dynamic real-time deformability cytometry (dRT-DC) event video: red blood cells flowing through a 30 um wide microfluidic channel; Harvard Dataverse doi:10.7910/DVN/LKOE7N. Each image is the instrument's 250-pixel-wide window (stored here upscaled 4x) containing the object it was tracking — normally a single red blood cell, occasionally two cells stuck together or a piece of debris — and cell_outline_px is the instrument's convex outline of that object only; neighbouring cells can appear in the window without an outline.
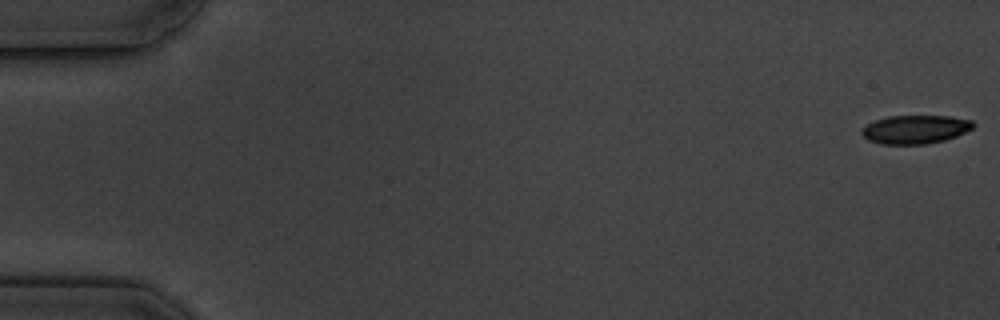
{"species": "common noctule bat (a hibernating species)", "species_latin": "Nyctalus noctula", "temperature_condition": "cold", "stored_images_in_passage": 6, "camera_frame_rate_fps": 3000, "um_per_image_px": 0.085, "animal": {"sex": "male", "body_mass_g": 19.5, "forearm_length_mm": 54.6}, "frame": {"image": 1, "passage_image": 1, "time_ms": 0.0, "image_size_px": [1000, 320], "cell_outline_px": [[976, 124], [972, 128], [956, 136], [944, 140], [924, 144], [880, 144], [868, 140], [860, 132], [860, 128], [876, 120], [888, 116], [952, 116], [972, 120]], "centroid_in_image_um": [77.79, 10.99], "position_along_channel_um": 7.2, "area_um2": 18.55}}
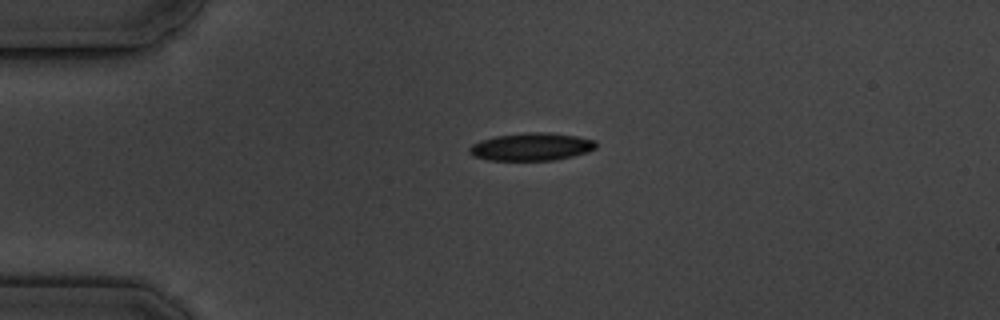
{"frame": {"image": 2, "passage_image": 5, "time_ms": 4.333, "image_size_px": [1000, 320], "cell_outline_px": [[596, 148], [588, 152], [556, 160], [488, 160], [472, 156], [468, 152], [468, 148], [472, 144], [480, 140], [496, 136], [528, 132], [548, 132], [576, 136], [596, 140]], "centroid_in_image_um": [45.16, 12.47], "position_along_channel_um": 39.8, "area_um2": 20.58}}